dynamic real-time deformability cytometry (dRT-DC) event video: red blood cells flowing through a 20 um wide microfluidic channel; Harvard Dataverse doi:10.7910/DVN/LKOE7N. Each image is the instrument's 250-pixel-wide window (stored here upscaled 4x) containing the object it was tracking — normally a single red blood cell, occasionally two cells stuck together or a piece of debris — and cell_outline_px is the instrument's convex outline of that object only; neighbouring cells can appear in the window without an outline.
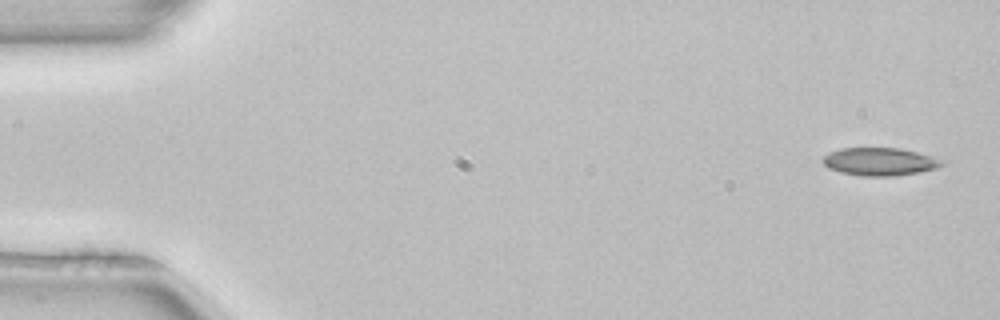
{"species": "common noctule bat (a hibernating species)", "species_latin": "Nyctalus noctula", "temperature_condition": "room temperature", "stored_images_in_passage": 48, "camera_frame_rate_fps": 3000, "um_per_image_px": 0.085, "animal": {"sex": "female", "body_mass_g": 22.7, "forearm_length_mm": 54.2}, "frame": {"image": 1, "passage_image": 1, "time_ms": 0.0, "image_size_px": [1000, 320], "cell_outline_px": [[948, 160], [944, 164], [936, 168], [916, 172], [892, 176], [864, 176], [840, 172], [828, 168], [820, 160], [828, 152], [840, 148], [900, 148]], "centroid_in_image_um": [74.77, 13.73], "position_along_channel_um": 10.2, "area_um2": 19.42}}
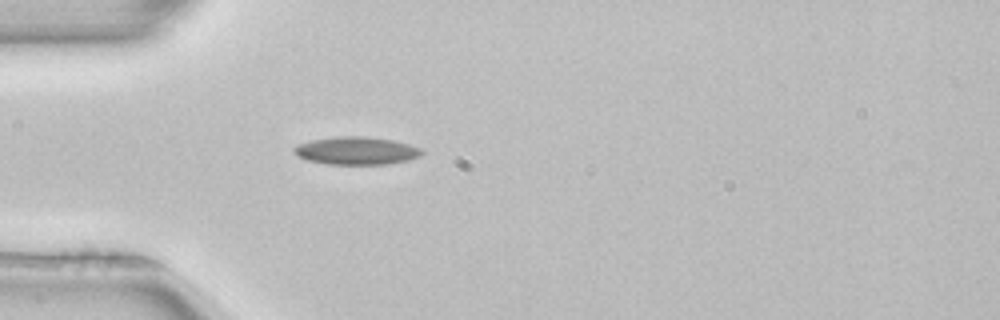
{"frame": {"image": 2, "passage_image": 14, "time_ms": 4.333, "image_size_px": [1000, 320], "cell_outline_px": [[424, 152], [420, 156], [408, 160], [388, 164], [324, 164], [308, 160], [296, 156], [292, 152], [292, 148], [296, 144], [312, 140], [336, 136], [368, 136], [392, 140], [408, 144], [420, 148]], "centroid_in_image_um": [30.24, 12.81], "position_along_channel_um": 54.8, "area_um2": 20.92}}
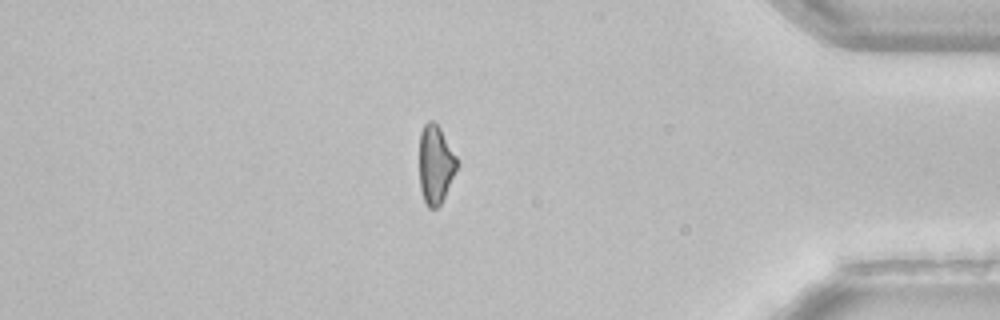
{"frame": {"image": 3, "passage_image": 43, "time_ms": 14.0, "image_size_px": [1000, 320], "cell_outline_px": [[460, 164], [440, 204], [436, 208], [428, 208], [424, 200], [420, 188], [420, 132], [424, 124], [428, 120], [432, 120], [440, 128], [456, 156]], "centroid_in_image_um": [37.03, 13.97], "position_along_channel_um": 398.2, "area_um2": 17.17}}